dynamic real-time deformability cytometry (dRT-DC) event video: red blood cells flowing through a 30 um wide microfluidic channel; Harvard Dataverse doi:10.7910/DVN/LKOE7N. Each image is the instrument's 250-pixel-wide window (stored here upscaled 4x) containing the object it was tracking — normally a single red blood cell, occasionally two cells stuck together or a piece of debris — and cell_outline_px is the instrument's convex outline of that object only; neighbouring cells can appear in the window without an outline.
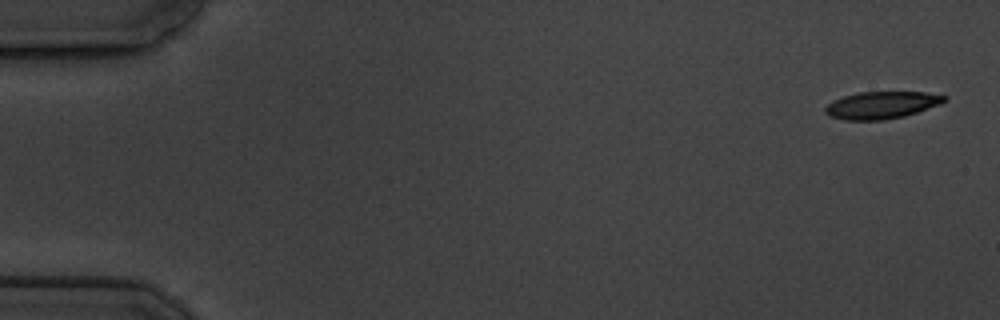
{"species": "common noctule bat (a hibernating species)", "species_latin": "Nyctalus noctula", "temperature_condition": "cold", "stored_images_in_passage": 5, "camera_frame_rate_fps": 3000, "um_per_image_px": 0.085, "animal": {"sex": "male", "body_mass_g": 19.5, "forearm_length_mm": 54.6}, "frame": {"image": 1, "passage_image": 1, "time_ms": 0.0, "image_size_px": [1000, 320], "cell_outline_px": [[948, 100], [940, 104], [904, 116], [884, 120], [844, 120], [828, 116], [824, 112], [824, 108], [828, 104], [844, 96], [860, 92], [924, 92], [948, 96]], "centroid_in_image_um": [74.94, 8.94], "position_along_channel_um": 10.1, "area_um2": 18.84}}
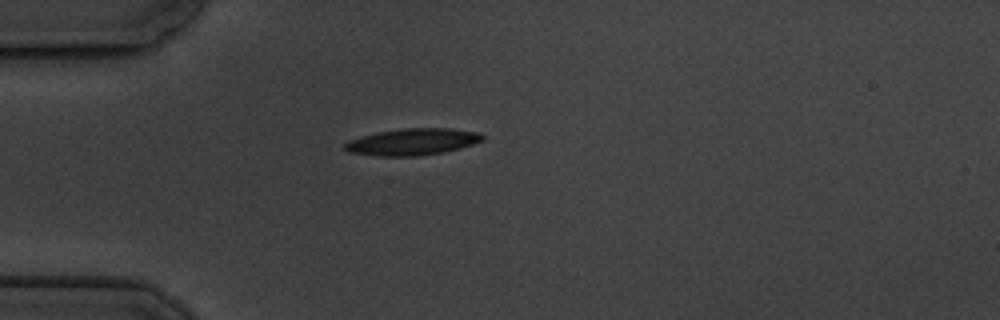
{"frame": {"image": 2, "passage_image": 5, "time_ms": 4.667, "image_size_px": [1000, 320], "cell_outline_px": [[484, 140], [460, 148], [444, 152], [416, 156], [376, 156], [348, 152], [344, 148], [344, 144], [348, 140], [360, 136], [376, 132], [404, 128], [452, 128], [476, 132], [484, 136]], "centroid_in_image_um": [35.02, 12.05], "position_along_channel_um": 50.0, "area_um2": 21.5}}